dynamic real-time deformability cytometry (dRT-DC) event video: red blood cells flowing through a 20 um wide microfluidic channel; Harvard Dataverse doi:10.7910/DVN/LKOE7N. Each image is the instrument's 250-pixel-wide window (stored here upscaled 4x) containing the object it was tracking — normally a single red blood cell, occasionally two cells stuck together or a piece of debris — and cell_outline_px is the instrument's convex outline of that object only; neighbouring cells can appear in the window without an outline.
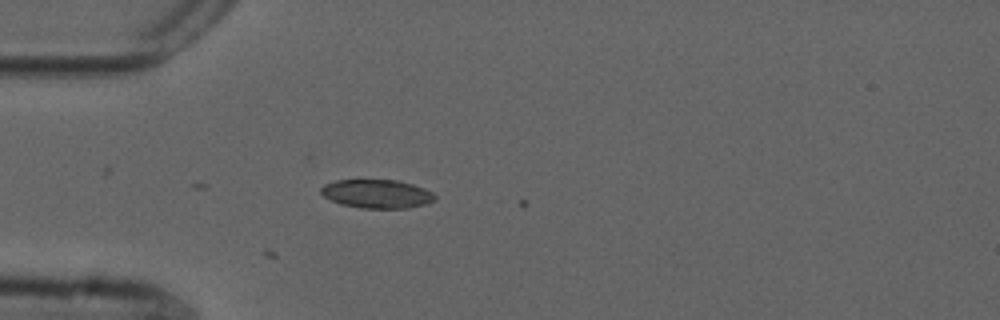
{"species": "common noctule bat (a hibernating species)", "species_latin": "Nyctalus noctula", "temperature_condition": "cold", "stored_images_in_passage": 5, "camera_frame_rate_fps": 3000, "um_per_image_px": 0.085, "animal": {"sex": "male", "forearm_length_mm": 52.5}, "frame": {"image": 1, "passage_image": 5, "time_ms": 1.333, "image_size_px": [1000, 320], "cell_outline_px": [[436, 200], [424, 204], [408, 208], [360, 208], [340, 204], [324, 196], [320, 192], [320, 188], [324, 184], [336, 180], [396, 180], [412, 184], [424, 188], [432, 192], [436, 196]], "centroid_in_image_um": [32.03, 16.48], "position_along_channel_um": 53.0, "area_um2": 19.02}}